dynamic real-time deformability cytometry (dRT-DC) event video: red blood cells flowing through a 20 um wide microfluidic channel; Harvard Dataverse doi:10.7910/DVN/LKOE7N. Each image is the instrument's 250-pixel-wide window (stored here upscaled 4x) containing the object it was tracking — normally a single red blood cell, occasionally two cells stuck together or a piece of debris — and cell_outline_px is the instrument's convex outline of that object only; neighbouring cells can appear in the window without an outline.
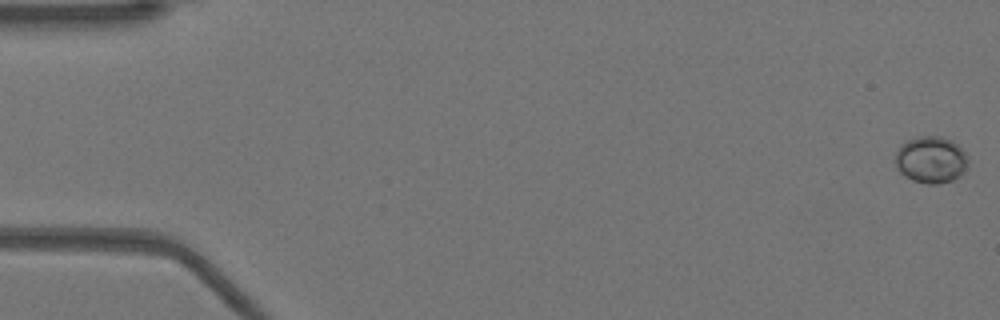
{"species": "Egyptian fruit bat (a non-hibernating species)", "species_latin": "Rousettus aegyptiacus", "temperature_condition": "warm", "stored_images_in_passage": 52, "camera_frame_rate_fps": 3000, "um_per_image_px": 0.085, "animal": {"sex": "female"}, "frame": {"image": 1, "passage_image": 1, "time_ms": 0.0, "image_size_px": [1000, 320], "cell_outline_px": [[968, 164], [964, 172], [960, 176], [952, 180], [936, 184], [928, 184], [912, 180], [904, 176], [896, 168], [896, 152], [900, 144], [908, 140], [920, 136], [940, 136], [952, 140], [968, 156]], "centroid_in_image_um": [79.13, 13.58], "position_along_channel_um": 5.9, "area_um2": 19.94}}
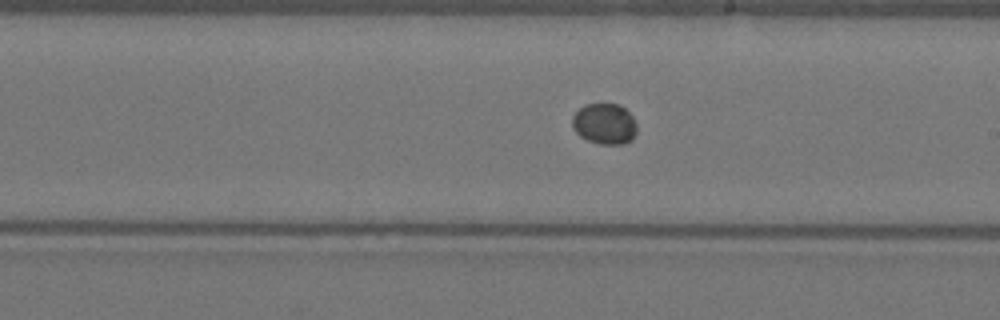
{"frame": {"image": 2, "passage_image": 30, "time_ms": 9.667, "image_size_px": [1000, 320], "cell_outline_px": [[636, 132], [632, 140], [624, 144], [600, 144], [588, 140], [580, 136], [572, 128], [572, 116], [584, 104], [620, 104], [632, 116], [636, 124]], "centroid_in_image_um": [51.38, 10.53], "position_along_channel_um": 237.6, "area_um2": 15.43}}
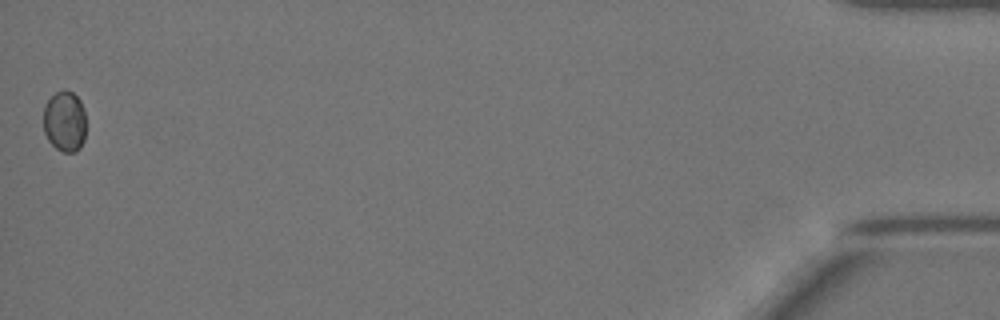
{"frame": {"image": 3, "passage_image": 52, "time_ms": 17.0, "image_size_px": [1000, 320], "cell_outline_px": [[84, 140], [80, 148], [76, 152], [64, 152], [56, 148], [48, 140], [44, 132], [44, 104], [56, 92], [64, 88], [72, 92], [80, 100], [84, 108]], "centroid_in_image_um": [5.49, 10.3], "position_along_channel_um": 429.7, "area_um2": 15.14}}